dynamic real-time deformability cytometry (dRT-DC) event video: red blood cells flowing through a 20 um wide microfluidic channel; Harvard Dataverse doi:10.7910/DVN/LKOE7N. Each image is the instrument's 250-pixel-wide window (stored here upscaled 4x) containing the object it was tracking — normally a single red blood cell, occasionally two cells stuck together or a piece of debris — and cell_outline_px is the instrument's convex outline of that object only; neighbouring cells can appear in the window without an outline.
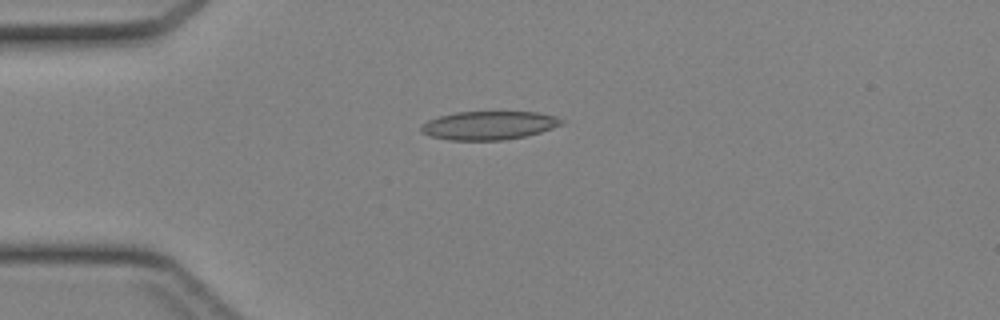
{"species": "Egyptian fruit bat (a non-hibernating species)", "species_latin": "Rousettus aegyptiacus", "temperature_condition": "cold", "stored_images_in_passage": 34, "camera_frame_rate_fps": 3000, "um_per_image_px": 0.085, "animal": {"sex": "female"}, "frame": {"image": 1, "passage_image": 2, "time_ms": 0.333, "image_size_px": [1000, 320], "cell_outline_px": [[564, 124], [540, 132], [524, 136], [504, 140], [448, 140], [428, 136], [420, 132], [420, 128], [428, 120], [440, 116], [456, 112], [536, 112], [556, 116], [564, 120]], "centroid_in_image_um": [41.55, 10.66], "position_along_channel_um": 43.5, "area_um2": 23.35}}
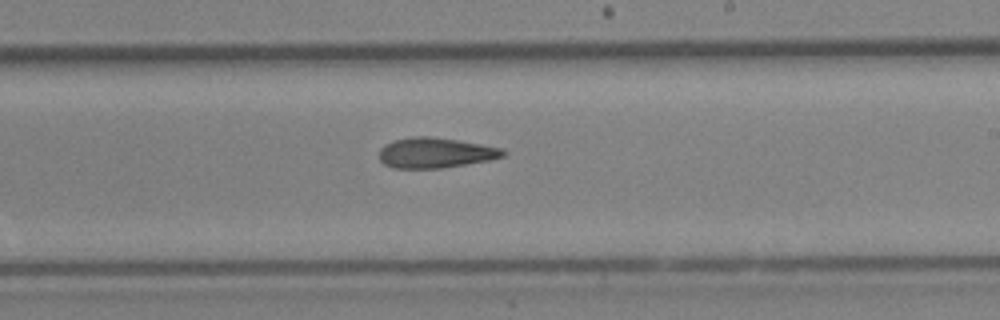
{"frame": {"image": 2, "passage_image": 17, "time_ms": 5.333, "image_size_px": [1000, 320], "cell_outline_px": [[508, 152], [504, 156], [488, 160], [440, 168], [392, 168], [384, 164], [380, 160], [380, 148], [384, 144], [392, 140], [412, 136], [428, 136], [460, 140], [500, 148]], "centroid_in_image_um": [36.97, 12.98], "position_along_channel_um": 252.0, "area_um2": 21.85}}
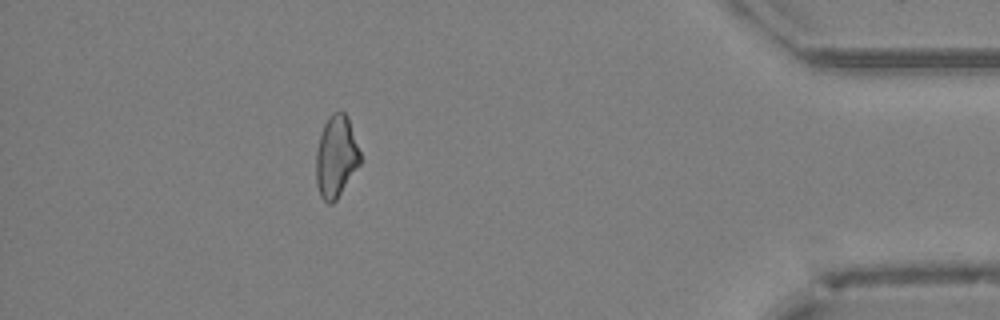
{"frame": {"image": 3, "passage_image": 30, "time_ms": 9.667, "image_size_px": [1000, 320], "cell_outline_px": [[360, 164], [336, 200], [332, 204], [328, 204], [320, 196], [316, 184], [316, 152], [320, 136], [324, 124], [328, 116], [332, 112], [340, 108], [344, 112], [348, 120], [360, 152]], "centroid_in_image_um": [28.55, 13.31], "position_along_channel_um": 406.7, "area_um2": 20.98}}